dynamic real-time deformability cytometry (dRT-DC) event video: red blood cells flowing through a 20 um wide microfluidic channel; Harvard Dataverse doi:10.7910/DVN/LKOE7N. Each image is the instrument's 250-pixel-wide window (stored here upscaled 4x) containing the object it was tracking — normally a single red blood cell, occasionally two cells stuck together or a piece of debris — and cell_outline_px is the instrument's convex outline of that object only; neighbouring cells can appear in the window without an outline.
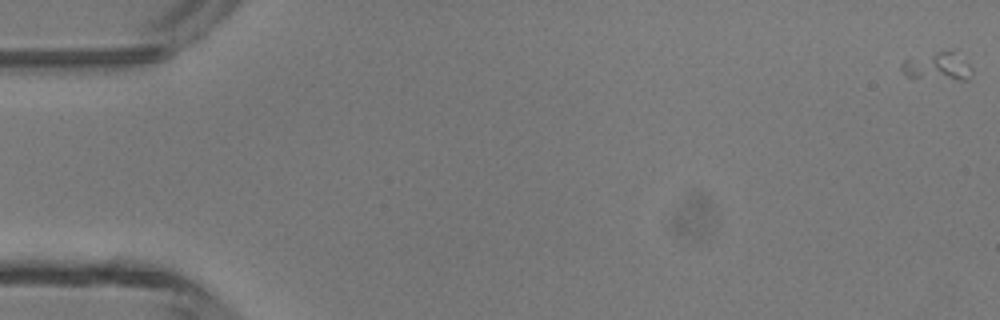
{"species": "common noctule bat (a hibernating species)", "species_latin": "Nyctalus noctula", "temperature_condition": "room temperature", "stored_images_in_passage": 10, "camera_frame_rate_fps": 3000, "um_per_image_px": 0.085, "animal": {"sex": "male", "body_mass_g": 13.3}, "frame": {"image": 1, "passage_image": 1, "time_ms": 0.0, "image_size_px": [1000, 320], "cell_outline_px": [[972, 72], [968, 80], [960, 80], [908, 76], [900, 68], [900, 64], [904, 60], [936, 52], [956, 48], [972, 68]], "centroid_in_image_um": [79.78, 5.6], "position_along_channel_um": 5.2, "area_um2": 11.62}}